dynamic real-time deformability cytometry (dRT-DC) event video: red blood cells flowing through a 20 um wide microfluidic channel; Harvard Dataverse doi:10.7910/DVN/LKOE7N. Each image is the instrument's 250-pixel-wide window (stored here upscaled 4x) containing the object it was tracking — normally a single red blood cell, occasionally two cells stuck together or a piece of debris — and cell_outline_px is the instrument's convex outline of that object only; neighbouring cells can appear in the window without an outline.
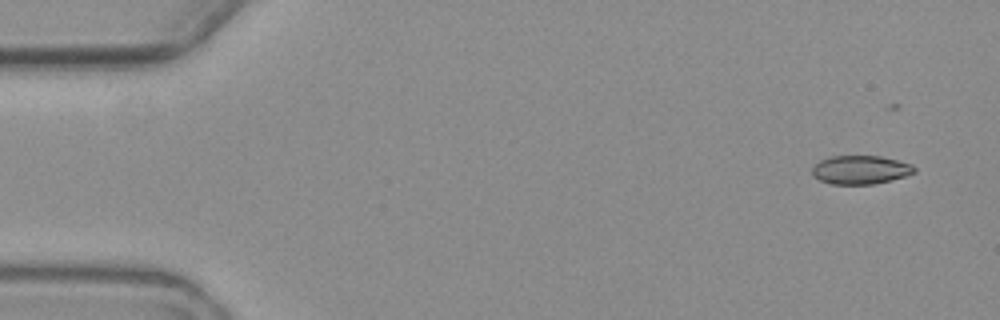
{"species": "common noctule bat (a hibernating species)", "species_latin": "Nyctalus noctula", "temperature_condition": "warm", "stored_images_in_passage": 5, "camera_frame_rate_fps": 3000, "um_per_image_px": 0.085, "animal": {"sex": "female", "body_mass_g": 19.3, "forearm_length_mm": 54.1}, "frame": {"image": 1, "passage_image": 1, "time_ms": 0.0, "image_size_px": [1000, 320], "cell_outline_px": [[916, 172], [904, 176], [872, 184], [832, 184], [820, 180], [812, 172], [812, 168], [820, 160], [832, 156], [880, 156], [912, 164], [916, 168]], "centroid_in_image_um": [73.15, 14.42], "position_along_channel_um": 11.9, "area_um2": 16.76}}
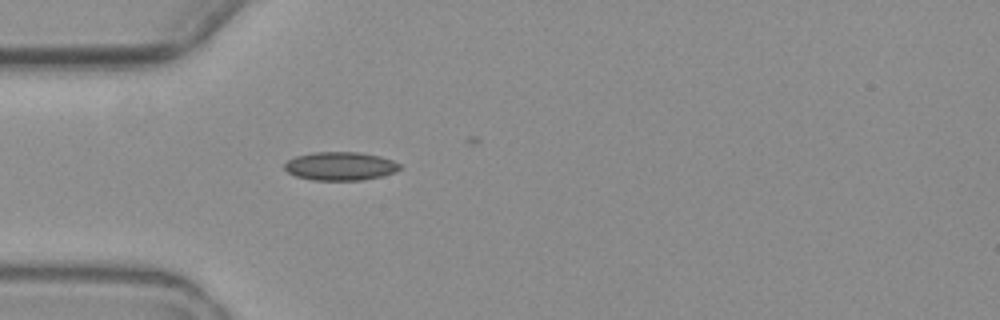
{"frame": {"image": 2, "passage_image": 5, "time_ms": 4.667, "image_size_px": [1000, 320], "cell_outline_px": [[400, 168], [396, 172], [380, 176], [360, 180], [312, 180], [296, 176], [288, 172], [284, 168], [284, 164], [288, 160], [296, 156], [312, 152], [360, 152], [380, 156], [392, 160], [400, 164]], "centroid_in_image_um": [28.91, 14.11], "position_along_channel_um": 56.1, "area_um2": 19.07}}